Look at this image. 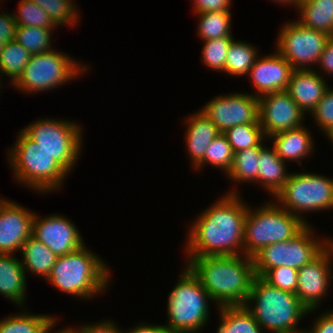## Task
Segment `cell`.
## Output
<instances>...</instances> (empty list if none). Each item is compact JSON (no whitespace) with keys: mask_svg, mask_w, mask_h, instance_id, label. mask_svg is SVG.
<instances>
[{"mask_svg":"<svg viewBox=\"0 0 333 333\" xmlns=\"http://www.w3.org/2000/svg\"><path fill=\"white\" fill-rule=\"evenodd\" d=\"M238 193L235 188L227 191L195 217L185 242L188 257L244 254V223L248 205Z\"/></svg>","mask_w":333,"mask_h":333,"instance_id":"obj_1","label":"cell"},{"mask_svg":"<svg viewBox=\"0 0 333 333\" xmlns=\"http://www.w3.org/2000/svg\"><path fill=\"white\" fill-rule=\"evenodd\" d=\"M186 261L217 307L245 305L256 276L251 257L202 256Z\"/></svg>","mask_w":333,"mask_h":333,"instance_id":"obj_2","label":"cell"},{"mask_svg":"<svg viewBox=\"0 0 333 333\" xmlns=\"http://www.w3.org/2000/svg\"><path fill=\"white\" fill-rule=\"evenodd\" d=\"M85 246L58 256L46 279L56 289L79 299L99 296L110 285L111 269Z\"/></svg>","mask_w":333,"mask_h":333,"instance_id":"obj_3","label":"cell"},{"mask_svg":"<svg viewBox=\"0 0 333 333\" xmlns=\"http://www.w3.org/2000/svg\"><path fill=\"white\" fill-rule=\"evenodd\" d=\"M254 304V305H253ZM256 322L270 333H305L297 324L310 313L295 293L283 291L255 276L244 305Z\"/></svg>","mask_w":333,"mask_h":333,"instance_id":"obj_4","label":"cell"},{"mask_svg":"<svg viewBox=\"0 0 333 333\" xmlns=\"http://www.w3.org/2000/svg\"><path fill=\"white\" fill-rule=\"evenodd\" d=\"M13 145L7 151V160L17 183L38 194L52 193L63 187L68 172L22 129L18 131L17 141Z\"/></svg>","mask_w":333,"mask_h":333,"instance_id":"obj_5","label":"cell"},{"mask_svg":"<svg viewBox=\"0 0 333 333\" xmlns=\"http://www.w3.org/2000/svg\"><path fill=\"white\" fill-rule=\"evenodd\" d=\"M168 295L166 328L172 333H197L208 324L211 296L185 265Z\"/></svg>","mask_w":333,"mask_h":333,"instance_id":"obj_6","label":"cell"},{"mask_svg":"<svg viewBox=\"0 0 333 333\" xmlns=\"http://www.w3.org/2000/svg\"><path fill=\"white\" fill-rule=\"evenodd\" d=\"M251 209L244 223V255L253 257L262 248L288 241L299 234L307 224L280 207L275 201Z\"/></svg>","mask_w":333,"mask_h":333,"instance_id":"obj_7","label":"cell"},{"mask_svg":"<svg viewBox=\"0 0 333 333\" xmlns=\"http://www.w3.org/2000/svg\"><path fill=\"white\" fill-rule=\"evenodd\" d=\"M273 199L280 207L310 225L301 215L333 208V178L315 173L292 172Z\"/></svg>","mask_w":333,"mask_h":333,"instance_id":"obj_8","label":"cell"},{"mask_svg":"<svg viewBox=\"0 0 333 333\" xmlns=\"http://www.w3.org/2000/svg\"><path fill=\"white\" fill-rule=\"evenodd\" d=\"M76 61L55 49L47 53L31 55L22 75L12 86L28 94L58 88L67 82L74 81V78H79L89 69L86 64L82 65Z\"/></svg>","mask_w":333,"mask_h":333,"instance_id":"obj_9","label":"cell"},{"mask_svg":"<svg viewBox=\"0 0 333 333\" xmlns=\"http://www.w3.org/2000/svg\"><path fill=\"white\" fill-rule=\"evenodd\" d=\"M82 129L73 120L43 118L28 124L22 130L70 173L81 157Z\"/></svg>","mask_w":333,"mask_h":333,"instance_id":"obj_10","label":"cell"},{"mask_svg":"<svg viewBox=\"0 0 333 333\" xmlns=\"http://www.w3.org/2000/svg\"><path fill=\"white\" fill-rule=\"evenodd\" d=\"M314 236L313 227L307 225L294 238L262 248L252 257L255 275L262 277L276 267L299 270L310 263L327 248V238L319 240Z\"/></svg>","mask_w":333,"mask_h":333,"instance_id":"obj_11","label":"cell"},{"mask_svg":"<svg viewBox=\"0 0 333 333\" xmlns=\"http://www.w3.org/2000/svg\"><path fill=\"white\" fill-rule=\"evenodd\" d=\"M275 42L277 52L294 70L317 67L320 56L330 35L326 32L302 26L297 20L281 26Z\"/></svg>","mask_w":333,"mask_h":333,"instance_id":"obj_12","label":"cell"},{"mask_svg":"<svg viewBox=\"0 0 333 333\" xmlns=\"http://www.w3.org/2000/svg\"><path fill=\"white\" fill-rule=\"evenodd\" d=\"M221 133L240 124L259 123V98L252 93L218 95L200 108Z\"/></svg>","mask_w":333,"mask_h":333,"instance_id":"obj_13","label":"cell"},{"mask_svg":"<svg viewBox=\"0 0 333 333\" xmlns=\"http://www.w3.org/2000/svg\"><path fill=\"white\" fill-rule=\"evenodd\" d=\"M304 112L286 90L259 97V124L265 137L303 126Z\"/></svg>","mask_w":333,"mask_h":333,"instance_id":"obj_14","label":"cell"},{"mask_svg":"<svg viewBox=\"0 0 333 333\" xmlns=\"http://www.w3.org/2000/svg\"><path fill=\"white\" fill-rule=\"evenodd\" d=\"M333 256L328 247L313 261L298 270L296 296L312 313L328 295L329 284L333 281Z\"/></svg>","mask_w":333,"mask_h":333,"instance_id":"obj_15","label":"cell"},{"mask_svg":"<svg viewBox=\"0 0 333 333\" xmlns=\"http://www.w3.org/2000/svg\"><path fill=\"white\" fill-rule=\"evenodd\" d=\"M32 235L57 256L69 254L85 245L77 226L62 214L40 218L35 213Z\"/></svg>","mask_w":333,"mask_h":333,"instance_id":"obj_16","label":"cell"},{"mask_svg":"<svg viewBox=\"0 0 333 333\" xmlns=\"http://www.w3.org/2000/svg\"><path fill=\"white\" fill-rule=\"evenodd\" d=\"M35 212L15 201L0 198V253L20 252L24 242L32 235Z\"/></svg>","mask_w":333,"mask_h":333,"instance_id":"obj_17","label":"cell"},{"mask_svg":"<svg viewBox=\"0 0 333 333\" xmlns=\"http://www.w3.org/2000/svg\"><path fill=\"white\" fill-rule=\"evenodd\" d=\"M258 57L250 68L249 79L255 88L256 97L287 89L293 72L292 65L277 51Z\"/></svg>","mask_w":333,"mask_h":333,"instance_id":"obj_18","label":"cell"},{"mask_svg":"<svg viewBox=\"0 0 333 333\" xmlns=\"http://www.w3.org/2000/svg\"><path fill=\"white\" fill-rule=\"evenodd\" d=\"M186 119V120H185ZM185 146L190 156L193 169L197 172L204 167V154L207 147L221 132L212 121L201 111H197L186 118Z\"/></svg>","mask_w":333,"mask_h":333,"instance_id":"obj_19","label":"cell"},{"mask_svg":"<svg viewBox=\"0 0 333 333\" xmlns=\"http://www.w3.org/2000/svg\"><path fill=\"white\" fill-rule=\"evenodd\" d=\"M326 82L317 70H293L286 91L304 114L311 113L329 88Z\"/></svg>","mask_w":333,"mask_h":333,"instance_id":"obj_20","label":"cell"},{"mask_svg":"<svg viewBox=\"0 0 333 333\" xmlns=\"http://www.w3.org/2000/svg\"><path fill=\"white\" fill-rule=\"evenodd\" d=\"M311 135L304 124L299 128L280 132L268 138L269 141H273L272 147L283 161H297L302 166V160L314 152L315 146Z\"/></svg>","mask_w":333,"mask_h":333,"instance_id":"obj_21","label":"cell"},{"mask_svg":"<svg viewBox=\"0 0 333 333\" xmlns=\"http://www.w3.org/2000/svg\"><path fill=\"white\" fill-rule=\"evenodd\" d=\"M26 278L21 260L14 254L0 253V295L21 308L27 299Z\"/></svg>","mask_w":333,"mask_h":333,"instance_id":"obj_22","label":"cell"},{"mask_svg":"<svg viewBox=\"0 0 333 333\" xmlns=\"http://www.w3.org/2000/svg\"><path fill=\"white\" fill-rule=\"evenodd\" d=\"M258 163L257 184L263 186V189L274 198L291 174L287 172V164L276 154L273 147L267 145L260 151Z\"/></svg>","mask_w":333,"mask_h":333,"instance_id":"obj_23","label":"cell"},{"mask_svg":"<svg viewBox=\"0 0 333 333\" xmlns=\"http://www.w3.org/2000/svg\"><path fill=\"white\" fill-rule=\"evenodd\" d=\"M20 253L22 254V266L25 274L39 275L47 279L56 263L58 256L53 253L45 244L31 235L23 244Z\"/></svg>","mask_w":333,"mask_h":333,"instance_id":"obj_24","label":"cell"},{"mask_svg":"<svg viewBox=\"0 0 333 333\" xmlns=\"http://www.w3.org/2000/svg\"><path fill=\"white\" fill-rule=\"evenodd\" d=\"M296 9L302 26L333 36V0H301Z\"/></svg>","mask_w":333,"mask_h":333,"instance_id":"obj_25","label":"cell"},{"mask_svg":"<svg viewBox=\"0 0 333 333\" xmlns=\"http://www.w3.org/2000/svg\"><path fill=\"white\" fill-rule=\"evenodd\" d=\"M27 311L23 307V313L18 312L1 319L0 333H48L56 326L57 317L48 314H32Z\"/></svg>","mask_w":333,"mask_h":333,"instance_id":"obj_26","label":"cell"},{"mask_svg":"<svg viewBox=\"0 0 333 333\" xmlns=\"http://www.w3.org/2000/svg\"><path fill=\"white\" fill-rule=\"evenodd\" d=\"M220 325L217 333H264L251 312L244 305L218 307Z\"/></svg>","mask_w":333,"mask_h":333,"instance_id":"obj_27","label":"cell"},{"mask_svg":"<svg viewBox=\"0 0 333 333\" xmlns=\"http://www.w3.org/2000/svg\"><path fill=\"white\" fill-rule=\"evenodd\" d=\"M263 142L256 147L240 150L234 153L233 164L231 169L225 176L228 179L237 182L245 183H257L258 170H259V156L260 151L265 147Z\"/></svg>","mask_w":333,"mask_h":333,"instance_id":"obj_28","label":"cell"},{"mask_svg":"<svg viewBox=\"0 0 333 333\" xmlns=\"http://www.w3.org/2000/svg\"><path fill=\"white\" fill-rule=\"evenodd\" d=\"M258 51L253 44L234 39L227 51L224 73L235 77L248 76L250 68L261 56Z\"/></svg>","mask_w":333,"mask_h":333,"instance_id":"obj_29","label":"cell"},{"mask_svg":"<svg viewBox=\"0 0 333 333\" xmlns=\"http://www.w3.org/2000/svg\"><path fill=\"white\" fill-rule=\"evenodd\" d=\"M31 54L16 40L5 43L0 54V79L5 75L13 85L22 75Z\"/></svg>","mask_w":333,"mask_h":333,"instance_id":"obj_30","label":"cell"},{"mask_svg":"<svg viewBox=\"0 0 333 333\" xmlns=\"http://www.w3.org/2000/svg\"><path fill=\"white\" fill-rule=\"evenodd\" d=\"M199 18L197 36L202 41L222 37H233L231 29V12L195 13Z\"/></svg>","mask_w":333,"mask_h":333,"instance_id":"obj_31","label":"cell"},{"mask_svg":"<svg viewBox=\"0 0 333 333\" xmlns=\"http://www.w3.org/2000/svg\"><path fill=\"white\" fill-rule=\"evenodd\" d=\"M30 26H17L15 40L20 43L31 55L47 53L54 50L52 45V31Z\"/></svg>","mask_w":333,"mask_h":333,"instance_id":"obj_32","label":"cell"},{"mask_svg":"<svg viewBox=\"0 0 333 333\" xmlns=\"http://www.w3.org/2000/svg\"><path fill=\"white\" fill-rule=\"evenodd\" d=\"M223 134L227 137L233 153L268 141L259 123L240 124L227 129Z\"/></svg>","mask_w":333,"mask_h":333,"instance_id":"obj_33","label":"cell"},{"mask_svg":"<svg viewBox=\"0 0 333 333\" xmlns=\"http://www.w3.org/2000/svg\"><path fill=\"white\" fill-rule=\"evenodd\" d=\"M41 7L58 27L73 26L79 22L80 14L74 0H32ZM78 21V22H77Z\"/></svg>","mask_w":333,"mask_h":333,"instance_id":"obj_34","label":"cell"},{"mask_svg":"<svg viewBox=\"0 0 333 333\" xmlns=\"http://www.w3.org/2000/svg\"><path fill=\"white\" fill-rule=\"evenodd\" d=\"M234 153L227 137L221 133L207 147L204 154V166L207 164L223 170L227 174L233 164Z\"/></svg>","mask_w":333,"mask_h":333,"instance_id":"obj_35","label":"cell"},{"mask_svg":"<svg viewBox=\"0 0 333 333\" xmlns=\"http://www.w3.org/2000/svg\"><path fill=\"white\" fill-rule=\"evenodd\" d=\"M17 13H13L17 26L56 29L49 15L32 0H20ZM56 27V28H55Z\"/></svg>","mask_w":333,"mask_h":333,"instance_id":"obj_36","label":"cell"},{"mask_svg":"<svg viewBox=\"0 0 333 333\" xmlns=\"http://www.w3.org/2000/svg\"><path fill=\"white\" fill-rule=\"evenodd\" d=\"M233 40V37L204 40L201 52L203 65L216 72L224 73L227 51Z\"/></svg>","mask_w":333,"mask_h":333,"instance_id":"obj_37","label":"cell"},{"mask_svg":"<svg viewBox=\"0 0 333 333\" xmlns=\"http://www.w3.org/2000/svg\"><path fill=\"white\" fill-rule=\"evenodd\" d=\"M262 278L276 288L295 293L297 289L298 270L289 267H276L268 270Z\"/></svg>","mask_w":333,"mask_h":333,"instance_id":"obj_38","label":"cell"},{"mask_svg":"<svg viewBox=\"0 0 333 333\" xmlns=\"http://www.w3.org/2000/svg\"><path fill=\"white\" fill-rule=\"evenodd\" d=\"M314 118L315 125L325 133L333 126V88L324 92L322 99L316 105V108L310 113Z\"/></svg>","mask_w":333,"mask_h":333,"instance_id":"obj_39","label":"cell"},{"mask_svg":"<svg viewBox=\"0 0 333 333\" xmlns=\"http://www.w3.org/2000/svg\"><path fill=\"white\" fill-rule=\"evenodd\" d=\"M192 1V0H191ZM232 0H193V12H230Z\"/></svg>","mask_w":333,"mask_h":333,"instance_id":"obj_40","label":"cell"},{"mask_svg":"<svg viewBox=\"0 0 333 333\" xmlns=\"http://www.w3.org/2000/svg\"><path fill=\"white\" fill-rule=\"evenodd\" d=\"M81 326H78V328L73 327L74 333H123V330L120 329L114 321L108 319Z\"/></svg>","mask_w":333,"mask_h":333,"instance_id":"obj_41","label":"cell"},{"mask_svg":"<svg viewBox=\"0 0 333 333\" xmlns=\"http://www.w3.org/2000/svg\"><path fill=\"white\" fill-rule=\"evenodd\" d=\"M3 12L0 13V39L7 43L15 40L17 22L14 15Z\"/></svg>","mask_w":333,"mask_h":333,"instance_id":"obj_42","label":"cell"},{"mask_svg":"<svg viewBox=\"0 0 333 333\" xmlns=\"http://www.w3.org/2000/svg\"><path fill=\"white\" fill-rule=\"evenodd\" d=\"M312 329L305 333H333V310H327L321 313L313 320Z\"/></svg>","mask_w":333,"mask_h":333,"instance_id":"obj_43","label":"cell"},{"mask_svg":"<svg viewBox=\"0 0 333 333\" xmlns=\"http://www.w3.org/2000/svg\"><path fill=\"white\" fill-rule=\"evenodd\" d=\"M317 66L319 70L324 71L327 76L333 75V36H330L327 40L324 50L320 56Z\"/></svg>","mask_w":333,"mask_h":333,"instance_id":"obj_44","label":"cell"},{"mask_svg":"<svg viewBox=\"0 0 333 333\" xmlns=\"http://www.w3.org/2000/svg\"><path fill=\"white\" fill-rule=\"evenodd\" d=\"M123 333H172L169 331L165 325H156V324H148V323H139V325L135 327H131V329L124 330Z\"/></svg>","mask_w":333,"mask_h":333,"instance_id":"obj_45","label":"cell"},{"mask_svg":"<svg viewBox=\"0 0 333 333\" xmlns=\"http://www.w3.org/2000/svg\"><path fill=\"white\" fill-rule=\"evenodd\" d=\"M275 3L278 4H285V5H292L295 8H297V6L300 4L301 0H273Z\"/></svg>","mask_w":333,"mask_h":333,"instance_id":"obj_46","label":"cell"},{"mask_svg":"<svg viewBox=\"0 0 333 333\" xmlns=\"http://www.w3.org/2000/svg\"><path fill=\"white\" fill-rule=\"evenodd\" d=\"M52 332H54V333H74L72 327L63 328L61 330L58 329V331H52V329H51L50 332H48V333H52Z\"/></svg>","mask_w":333,"mask_h":333,"instance_id":"obj_47","label":"cell"},{"mask_svg":"<svg viewBox=\"0 0 333 333\" xmlns=\"http://www.w3.org/2000/svg\"><path fill=\"white\" fill-rule=\"evenodd\" d=\"M324 135L327 136V138L331 141L332 146H333V126H332L330 129H328V130L324 133Z\"/></svg>","mask_w":333,"mask_h":333,"instance_id":"obj_48","label":"cell"},{"mask_svg":"<svg viewBox=\"0 0 333 333\" xmlns=\"http://www.w3.org/2000/svg\"><path fill=\"white\" fill-rule=\"evenodd\" d=\"M327 247H328V249L330 250V252L333 256V239L331 240V239L328 238Z\"/></svg>","mask_w":333,"mask_h":333,"instance_id":"obj_49","label":"cell"},{"mask_svg":"<svg viewBox=\"0 0 333 333\" xmlns=\"http://www.w3.org/2000/svg\"><path fill=\"white\" fill-rule=\"evenodd\" d=\"M4 46H5V42H3V41L0 39V54H1V52L3 51Z\"/></svg>","mask_w":333,"mask_h":333,"instance_id":"obj_50","label":"cell"}]
</instances>
